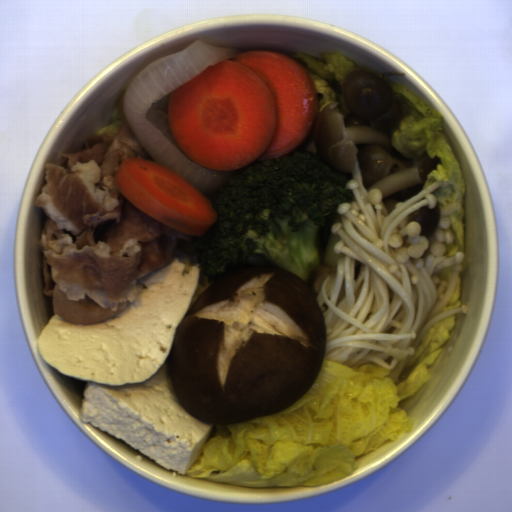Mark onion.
I'll return each mask as SVG.
<instances>
[{
  "instance_id": "06740285",
  "label": "onion",
  "mask_w": 512,
  "mask_h": 512,
  "mask_svg": "<svg viewBox=\"0 0 512 512\" xmlns=\"http://www.w3.org/2000/svg\"><path fill=\"white\" fill-rule=\"evenodd\" d=\"M241 53H245L243 48L212 46L198 39L184 50L160 57L141 69L123 93L126 125L152 161L181 174L211 201L224 174L198 165L183 152L169 127V114L161 111L157 102L208 66Z\"/></svg>"
}]
</instances>
